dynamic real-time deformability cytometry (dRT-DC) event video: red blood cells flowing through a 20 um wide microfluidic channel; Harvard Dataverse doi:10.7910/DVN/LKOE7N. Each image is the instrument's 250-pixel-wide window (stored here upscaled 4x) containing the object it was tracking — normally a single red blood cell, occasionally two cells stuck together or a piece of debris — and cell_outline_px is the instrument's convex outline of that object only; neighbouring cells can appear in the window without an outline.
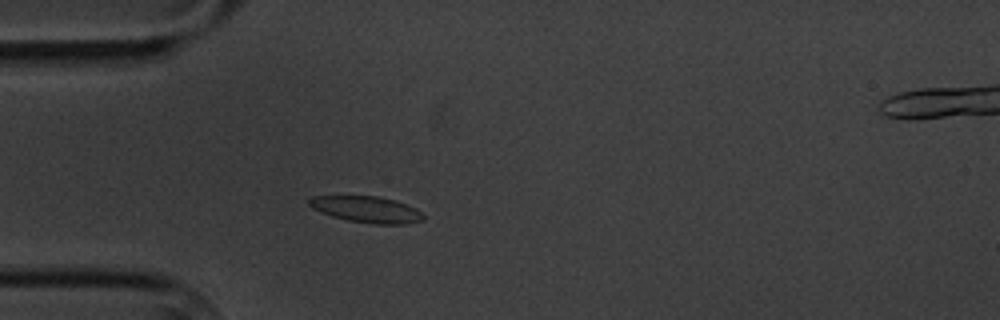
{"species": "common noctule bat (a hibernating species)", "species_latin": "Nyctalus noctula", "temperature_condition": "cold", "stored_images_in_passage": 3, "camera_frame_rate_fps": 3000, "um_per_image_px": 0.085, "animal": {"sex": "male", "body_mass_g": 20.1, "forearm_length_mm": 53.5}, "frame": {"image": 1, "passage_image": 3, "time_ms": 2.0, "image_size_px": [1000, 320], "cell_outline_px": [[424, 220], [404, 224], [376, 224], [348, 220], [332, 216], [320, 212], [312, 208], [308, 204], [308, 200], [312, 196], [376, 196], [396, 200], [408, 204], [416, 208], [424, 216]], "centroid_in_image_um": [31.17, 17.79], "position_along_channel_um": 53.8, "area_um2": 17.51}}